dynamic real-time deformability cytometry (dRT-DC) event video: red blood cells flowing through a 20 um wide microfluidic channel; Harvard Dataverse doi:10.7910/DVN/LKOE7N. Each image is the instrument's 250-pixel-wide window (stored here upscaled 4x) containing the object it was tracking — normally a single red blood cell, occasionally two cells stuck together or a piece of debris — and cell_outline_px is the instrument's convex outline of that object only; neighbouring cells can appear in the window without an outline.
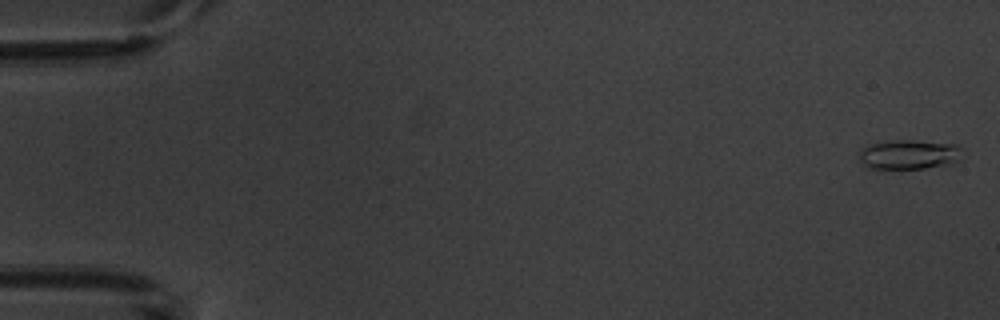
{"species": "common noctule bat (a hibernating species)", "species_latin": "Nyctalus noctula", "temperature_condition": "warm", "stored_images_in_passage": 8, "camera_frame_rate_fps": 3000, "um_per_image_px": 0.085, "animal": {"sex": "male", "body_mass_g": 20.1, "forearm_length_mm": 53.5}, "frame": {"image": 1, "passage_image": 1, "time_ms": 0.0, "image_size_px": [1000, 320], "cell_outline_px": [[968, 152], [956, 164], [924, 168], [868, 168], [860, 160], [860, 148], [872, 144], [892, 140], [912, 140], [956, 144]], "centroid_in_image_um": [77.4, 13.13], "position_along_channel_um": 7.6, "area_um2": 18.15}}
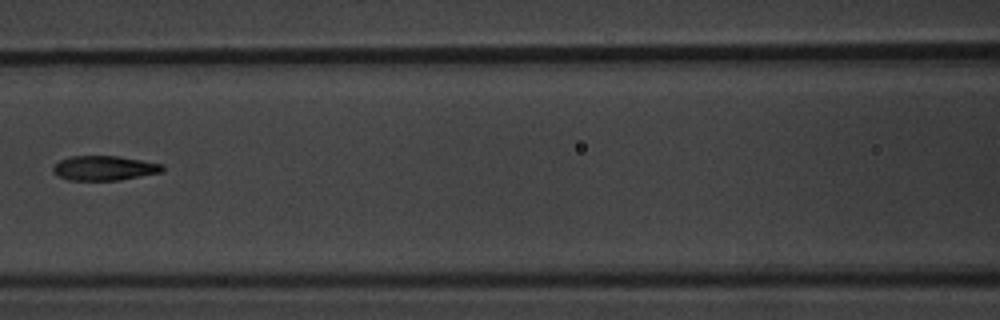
{"frame": {"image": 2, "passage_image": 7, "time_ms": 8.0, "image_size_px": [1000, 320], "cell_outline_px": [[164, 172], [120, 180], [68, 180], [52, 172], [52, 168], [60, 160], [68, 156], [120, 156], [164, 164]], "centroid_in_image_um": [8.9, 14.28], "position_along_channel_um": 157.7, "area_um2": 15.84}}
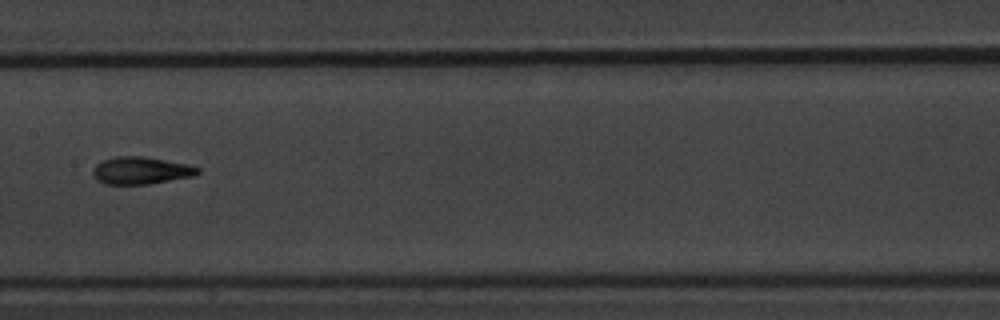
{"frame": {"image": 3, "passage_image": 8, "time_ms": 9.0, "image_size_px": [1000, 320], "cell_outline_px": [[200, 172], [196, 176], [148, 184], [104, 184], [96, 180], [92, 172], [92, 168], [96, 164], [104, 160], [116, 156], [144, 156], [188, 164], [200, 168]], "centroid_in_image_um": [11.99, 14.49], "position_along_channel_um": 195.4, "area_um2": 16.88}}